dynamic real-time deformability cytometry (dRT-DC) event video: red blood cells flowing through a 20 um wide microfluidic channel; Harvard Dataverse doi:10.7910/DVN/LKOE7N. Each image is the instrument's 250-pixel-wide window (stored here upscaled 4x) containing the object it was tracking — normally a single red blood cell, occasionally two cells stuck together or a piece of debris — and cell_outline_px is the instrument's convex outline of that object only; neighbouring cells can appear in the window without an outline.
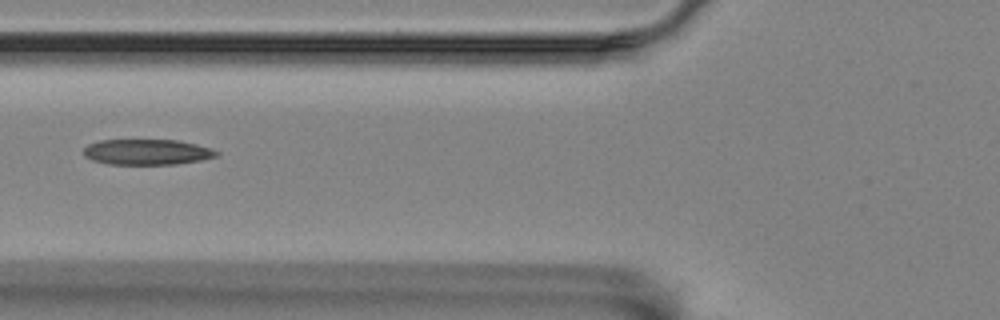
{"species": "Egyptian fruit bat (a non-hibernating species)", "species_latin": "Rousettus aegyptiacus", "temperature_condition": "room temperature", "stored_images_in_passage": 7, "camera_frame_rate_fps": 3000, "um_per_image_px": 0.085, "animal": {"sex": "female"}, "frame": {"image": 1, "passage_image": 3, "time_ms": 0.667, "image_size_px": [1000, 320], "cell_outline_px": [[220, 156], [200, 160], [176, 164], [108, 164], [92, 160], [84, 156], [84, 148], [88, 144], [100, 140], [176, 140], [196, 144], [212, 148], [220, 152]], "centroid_in_image_um": [12.52, 12.92], "position_along_channel_um": 113.3, "area_um2": 19.88}}
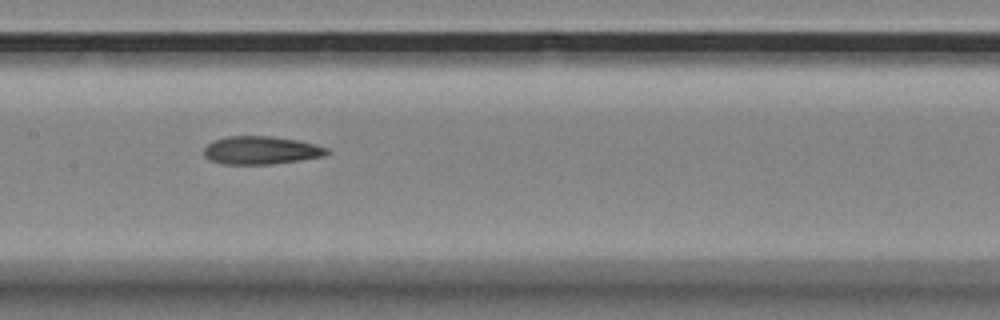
{"frame": {"image": 2, "passage_image": 5, "time_ms": 1.333, "image_size_px": [1000, 320], "cell_outline_px": [[332, 152], [324, 156], [300, 160], [272, 164], [220, 164], [208, 160], [204, 156], [204, 148], [212, 140], [228, 136], [272, 136], [300, 140], [316, 144], [328, 148]], "centroid_in_image_um": [22.2, 12.77], "position_along_channel_um": 185.2, "area_um2": 20.46}}
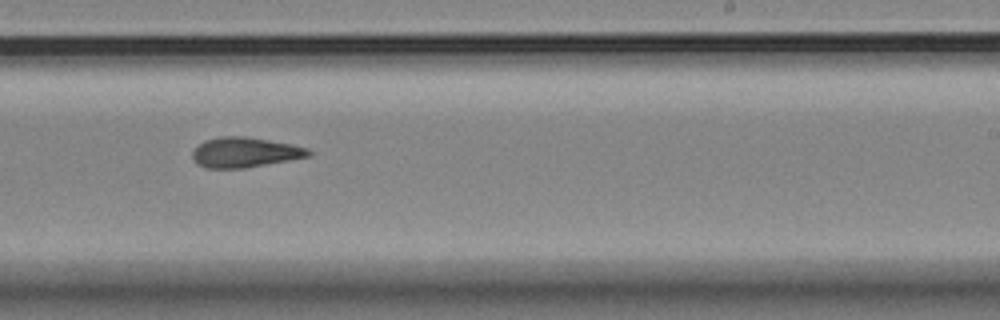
{"frame": {"image": 3, "passage_image": 7, "time_ms": 2.0, "image_size_px": [1000, 320], "cell_outline_px": [[312, 156], [244, 168], [204, 168], [196, 164], [192, 160], [192, 152], [204, 140], [220, 136], [248, 136], [292, 144], [308, 148], [312, 152]], "centroid_in_image_um": [20.81, 12.95], "position_along_channel_um": 268.2, "area_um2": 20.58}}